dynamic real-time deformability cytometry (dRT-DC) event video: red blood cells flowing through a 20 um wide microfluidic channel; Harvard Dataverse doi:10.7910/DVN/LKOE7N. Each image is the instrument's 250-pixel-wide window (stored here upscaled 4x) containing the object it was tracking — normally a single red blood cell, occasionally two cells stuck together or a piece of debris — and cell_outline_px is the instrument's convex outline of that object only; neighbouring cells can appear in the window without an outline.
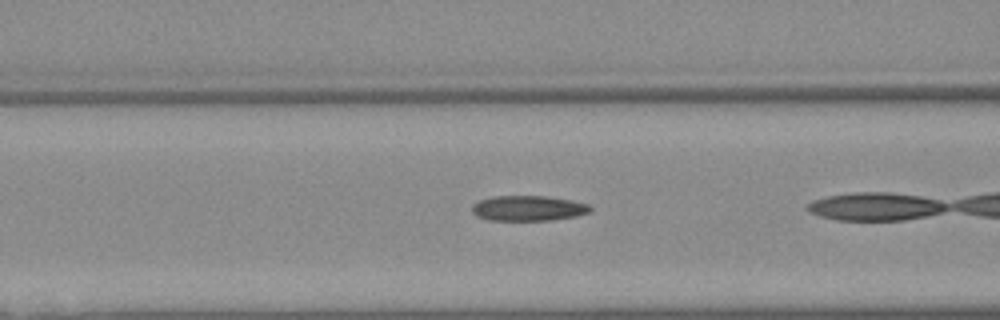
{"species": "Egyptian fruit bat (a non-hibernating species)", "species_latin": "Rousettus aegyptiacus", "temperature_condition": "warm", "stored_images_in_passage": 11, "camera_frame_rate_fps": 3000, "um_per_image_px": 0.085, "animal": {"sex": "female"}, "frame": {"image": 1, "passage_image": 4, "time_ms": 1.0, "image_size_px": [1000, 320], "cell_outline_px": [[592, 212], [576, 216], [548, 220], [488, 220], [476, 216], [472, 212], [472, 204], [480, 200], [492, 196], [548, 196], [588, 204], [592, 208]], "centroid_in_image_um": [44.88, 17.7], "position_along_channel_um": 121.7, "area_um2": 17.4}}